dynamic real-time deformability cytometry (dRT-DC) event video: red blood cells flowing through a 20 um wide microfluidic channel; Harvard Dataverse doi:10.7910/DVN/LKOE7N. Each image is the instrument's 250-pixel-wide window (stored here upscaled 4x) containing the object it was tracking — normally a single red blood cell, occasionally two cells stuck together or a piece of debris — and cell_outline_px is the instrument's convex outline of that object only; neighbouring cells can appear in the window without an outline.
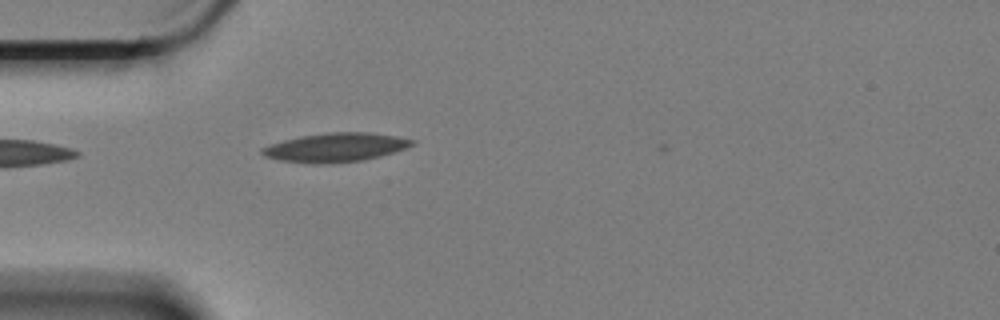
{"species": "Egyptian fruit bat (a non-hibernating species)", "species_latin": "Rousettus aegyptiacus", "temperature_condition": "cold", "stored_images_in_passage": 4, "camera_frame_rate_fps": 3000, "um_per_image_px": 0.085, "animal": {"sex": "female"}, "frame": {"image": 1, "passage_image": 3, "time_ms": 0.667, "image_size_px": [1000, 320], "cell_outline_px": [[412, 144], [404, 148], [380, 156], [364, 160], [332, 164], [308, 164], [280, 160], [264, 156], [260, 152], [260, 148], [284, 140], [300, 136], [328, 132], [368, 132], [396, 136], [412, 140]], "centroid_in_image_um": [28.45, 12.54], "position_along_channel_um": 56.6, "area_um2": 25.2}}